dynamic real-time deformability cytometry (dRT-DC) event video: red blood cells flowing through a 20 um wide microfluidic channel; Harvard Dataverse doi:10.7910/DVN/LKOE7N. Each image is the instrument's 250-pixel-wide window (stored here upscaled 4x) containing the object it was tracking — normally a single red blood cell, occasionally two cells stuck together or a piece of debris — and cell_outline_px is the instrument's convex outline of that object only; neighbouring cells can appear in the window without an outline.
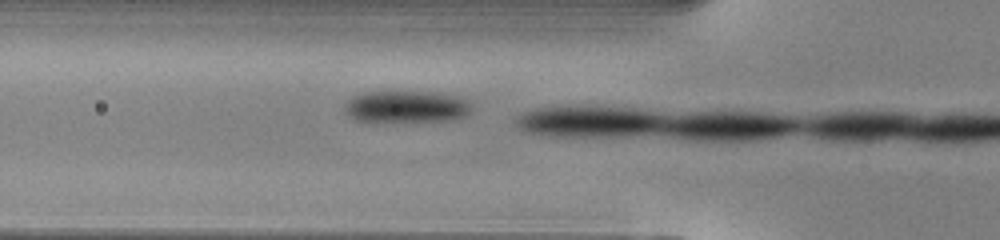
{"species": "common noctule bat (a hibernating species)", "species_latin": "Nyctalus noctula", "temperature_condition": "warm", "stored_images_in_passage": 5, "camera_frame_rate_fps": 3000, "um_per_image_px": 0.085, "animal": {"sex": "male", "body_mass_g": 13.0, "forearm_length_mm": 53.1}, "frame": {"image": 1, "passage_image": 4, "time_ms": 1.0, "image_size_px": [1000, 240], "cell_outline_px": [[468, 112], [464, 116], [444, 120], [356, 120], [348, 116], [344, 108], [344, 104], [352, 96], [364, 92], [432, 92], [456, 96], [468, 100]], "centroid_in_image_um": [34.46, 9.04], "position_along_channel_um": 91.3, "area_um2": 22.77}}